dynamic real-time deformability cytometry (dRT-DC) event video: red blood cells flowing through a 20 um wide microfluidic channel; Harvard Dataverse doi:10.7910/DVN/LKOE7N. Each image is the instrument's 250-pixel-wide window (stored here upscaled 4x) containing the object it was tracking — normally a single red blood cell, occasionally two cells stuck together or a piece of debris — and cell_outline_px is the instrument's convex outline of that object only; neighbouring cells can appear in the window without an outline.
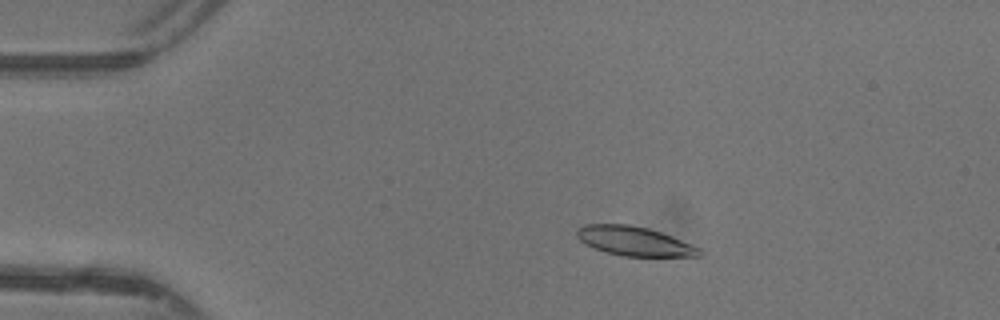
{"species": "common noctule bat (a hibernating species)", "species_latin": "Nyctalus noctula", "temperature_condition": "warm", "stored_images_in_passage": 28, "camera_frame_rate_fps": 3000, "um_per_image_px": 0.085, "animal": {"sex": "female"}, "frame": {"image": 1, "passage_image": 10, "time_ms": 3.0, "image_size_px": [1000, 320], "cell_outline_px": [[704, 252], [700, 256], [624, 256], [608, 252], [596, 248], [580, 240], [576, 236], [576, 232], [584, 224], [628, 224], [648, 228], [672, 236], [700, 248]], "centroid_in_image_um": [53.95, 20.49], "position_along_channel_um": 31.0, "area_um2": 20.58}}
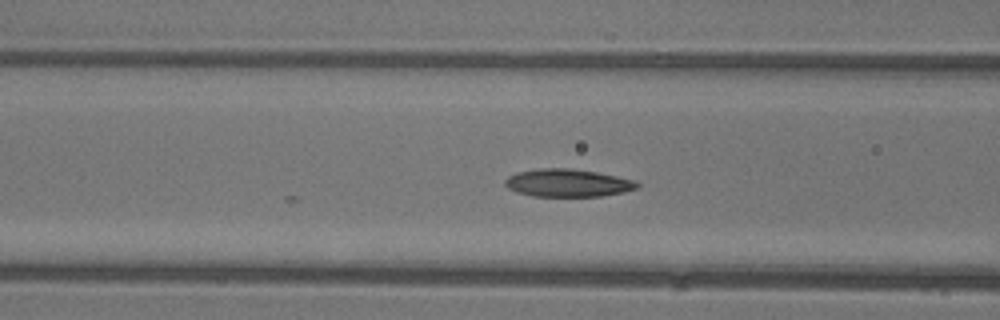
{"frame": {"image": 2, "passage_image": 20, "time_ms": 6.333, "image_size_px": [1000, 320], "cell_outline_px": [[640, 188], [624, 192], [600, 196], [532, 196], [516, 192], [508, 188], [504, 184], [504, 180], [508, 176], [520, 172], [540, 168], [568, 168], [596, 172], [636, 180], [640, 184]], "centroid_in_image_um": [48.28, 15.55], "position_along_channel_um": 118.3, "area_um2": 21.39}}
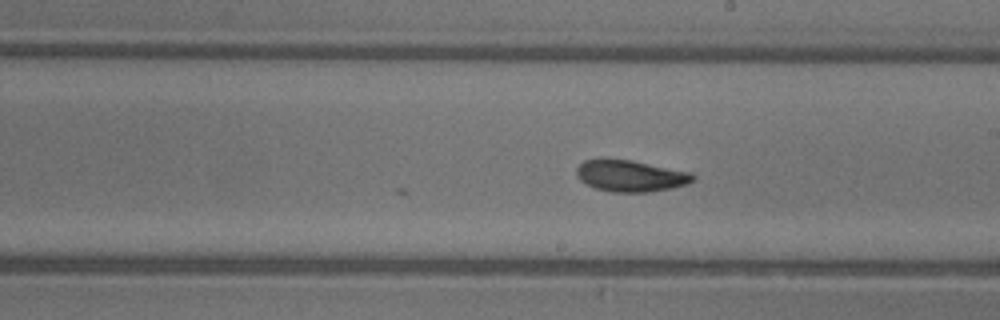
{"frame": {"image": 3, "passage_image": 28, "time_ms": 9.0, "image_size_px": [1000, 320], "cell_outline_px": [[696, 176], [688, 184], [672, 188], [648, 192], [612, 192], [596, 188], [580, 180], [576, 172], [576, 168], [584, 160], [604, 156], [632, 160], [692, 172]], "centroid_in_image_um": [53.58, 14.91], "position_along_channel_um": 235.4, "area_um2": 21.85}}